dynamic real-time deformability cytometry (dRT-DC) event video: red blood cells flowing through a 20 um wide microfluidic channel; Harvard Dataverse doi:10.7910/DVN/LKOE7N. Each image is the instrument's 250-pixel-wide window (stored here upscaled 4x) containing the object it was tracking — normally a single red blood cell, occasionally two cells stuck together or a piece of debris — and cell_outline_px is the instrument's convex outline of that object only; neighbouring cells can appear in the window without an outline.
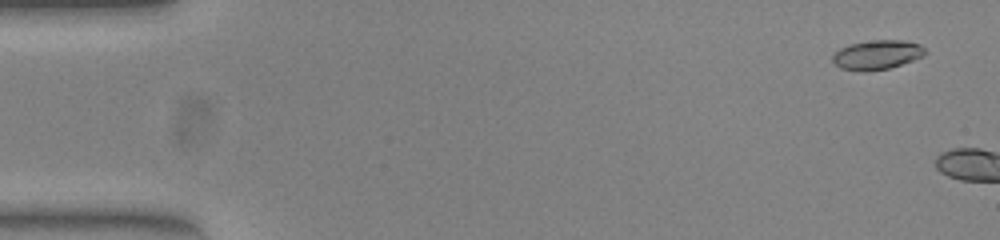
{"species": "common noctule bat (a hibernating species)", "species_latin": "Nyctalus noctula", "temperature_condition": "warm", "stored_images_in_passage": 5, "camera_frame_rate_fps": 3000, "um_per_image_px": 0.085, "animal": {"sex": "female", "body_mass_g": 23.0, "forearm_length_mm": 53.4}, "frame": {"image": 1, "passage_image": 3, "time_ms": 0.667, "image_size_px": [1000, 240], "cell_outline_px": [[924, 56], [888, 68], [864, 72], [840, 68], [832, 60], [832, 56], [840, 48], [852, 44], [876, 40], [904, 40], [920, 44], [924, 48]], "centroid_in_image_um": [74.54, 4.66], "position_along_channel_um": 10.5, "area_um2": 15.55}}